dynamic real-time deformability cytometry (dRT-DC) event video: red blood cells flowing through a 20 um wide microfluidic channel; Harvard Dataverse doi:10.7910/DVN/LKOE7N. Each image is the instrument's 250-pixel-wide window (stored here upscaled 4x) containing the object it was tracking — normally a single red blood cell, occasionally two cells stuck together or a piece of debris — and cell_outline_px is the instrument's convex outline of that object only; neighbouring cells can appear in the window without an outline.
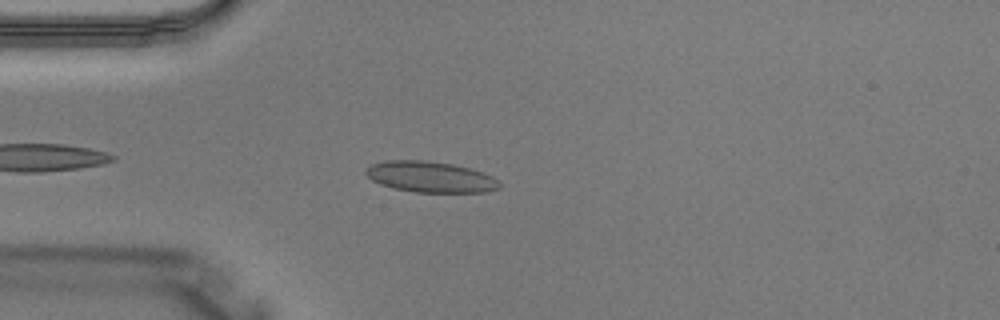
{"species": "Egyptian fruit bat (a non-hibernating species)", "species_latin": "Rousettus aegyptiacus", "temperature_condition": "warm", "stored_images_in_passage": 2, "camera_frame_rate_fps": 3000, "um_per_image_px": 0.085, "animal": {"sex": "male"}, "frame": {"image": 1, "passage_image": 2, "time_ms": 0.333, "image_size_px": [1000, 320], "cell_outline_px": [[500, 188], [484, 192], [416, 192], [396, 188], [380, 184], [372, 180], [364, 172], [364, 168], [372, 164], [384, 160], [424, 160], [452, 164], [468, 168], [492, 176], [500, 184]], "centroid_in_image_um": [36.53, 15.03], "position_along_channel_um": 48.5, "area_um2": 23.87}}